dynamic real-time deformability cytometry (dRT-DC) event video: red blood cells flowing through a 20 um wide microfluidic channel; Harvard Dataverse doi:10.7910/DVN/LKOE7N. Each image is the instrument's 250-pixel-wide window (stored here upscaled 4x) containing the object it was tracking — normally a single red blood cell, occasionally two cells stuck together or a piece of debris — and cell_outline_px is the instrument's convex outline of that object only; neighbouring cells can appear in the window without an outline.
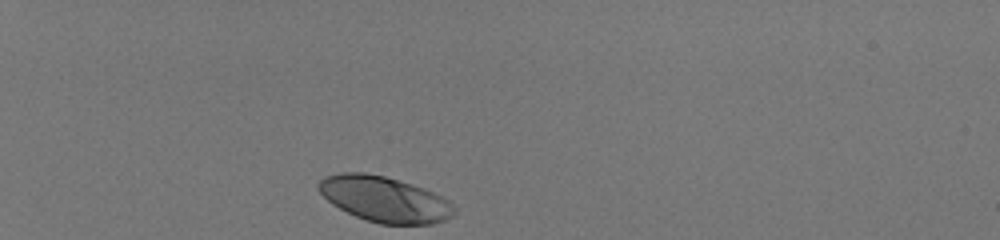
{"species": "human", "species_latin": "Homo sapiens", "temperature_condition": "room temperature", "stored_images_in_passage": 33, "camera_frame_rate_fps": 3000, "um_per_image_px": 0.085, "donor": {"sex": "male"}, "frame": {"image": 1, "passage_image": 1, "time_ms": 0.0, "image_size_px": [1000, 240], "cell_outline_px": [[456, 212], [452, 216], [444, 220], [432, 224], [380, 224], [356, 216], [332, 204], [316, 188], [320, 180], [324, 176], [340, 172], [364, 172], [384, 176], [412, 184], [424, 188], [448, 200], [456, 208]], "centroid_in_image_um": [32.68, 16.92], "position_along_channel_um": 52.3, "area_um2": 35.89}}
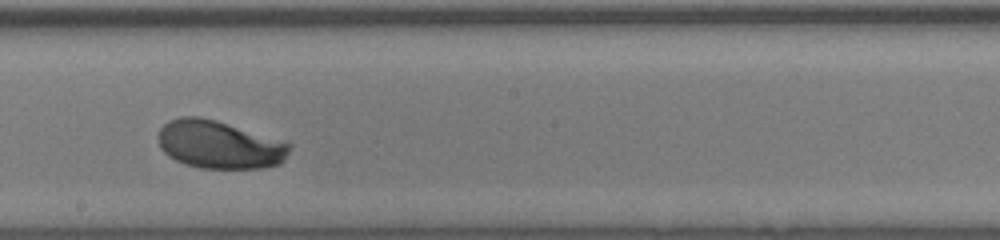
{"frame": {"image": 2, "passage_image": 19, "time_ms": 6.0, "image_size_px": [1000, 240], "cell_outline_px": [[292, 148], [284, 160], [280, 164], [264, 168], [200, 168], [184, 164], [168, 156], [160, 148], [160, 128], [168, 120], [180, 116], [200, 116], [216, 120], [292, 144]], "centroid_in_image_um": [18.64, 12.3], "position_along_channel_um": 229.6, "area_um2": 36.65}}
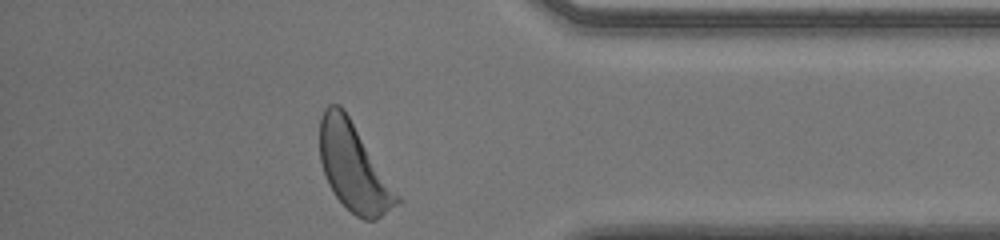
{"frame": {"image": 3, "passage_image": 33, "time_ms": 10.667, "image_size_px": [1000, 240], "cell_outline_px": [[404, 200], [400, 204], [376, 220], [364, 220], [356, 216], [336, 196], [328, 184], [320, 160], [320, 116], [324, 108], [328, 104], [340, 104], [344, 108]], "centroid_in_image_um": [30.1, 14.21], "position_along_channel_um": 405.1, "area_um2": 39.82}, "authors_computed_cell_mechanics": {"area_um2": 36.3562, "velocity_mm_per_s": 3.9778, "shape_relaxation_time_tau1_ms": 1.9634, "shape_relaxation_time_tau2_ms": null, "deformation_change_tau1": 0.1522, "deformation_change_tau2": null}}